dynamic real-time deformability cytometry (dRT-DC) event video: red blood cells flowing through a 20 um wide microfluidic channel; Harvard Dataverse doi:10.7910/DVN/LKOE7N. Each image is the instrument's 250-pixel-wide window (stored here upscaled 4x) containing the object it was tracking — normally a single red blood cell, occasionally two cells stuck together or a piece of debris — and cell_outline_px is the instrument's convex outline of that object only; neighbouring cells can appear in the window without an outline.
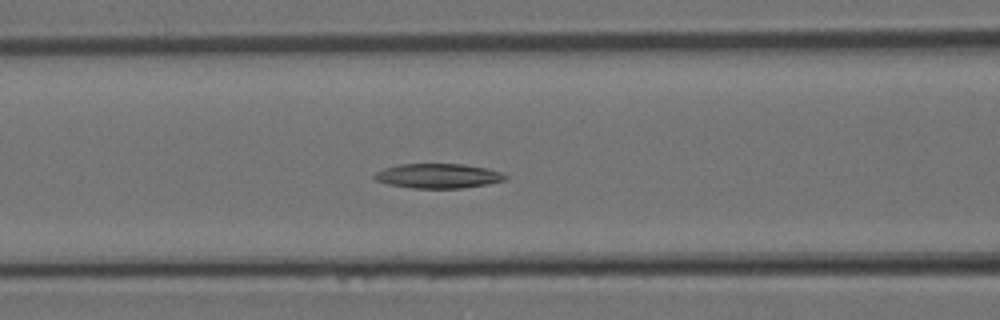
{"species": "Egyptian fruit bat (a non-hibernating species)", "species_latin": "Rousettus aegyptiacus", "temperature_condition": "room temperature", "stored_images_in_passage": 26, "camera_frame_rate_fps": 3000, "um_per_image_px": 0.085, "animal": {"sex": "female"}, "frame": {"image": 1, "passage_image": 7, "time_ms": 2.0, "image_size_px": [1000, 320], "cell_outline_px": [[508, 176], [504, 180], [488, 184], [460, 188], [412, 188], [388, 184], [376, 180], [372, 176], [376, 172], [384, 168], [400, 164], [460, 164], [488, 168], [500, 172]], "centroid_in_image_um": [37.22, 14.95], "position_along_channel_um": 129.4, "area_um2": 18.67}}
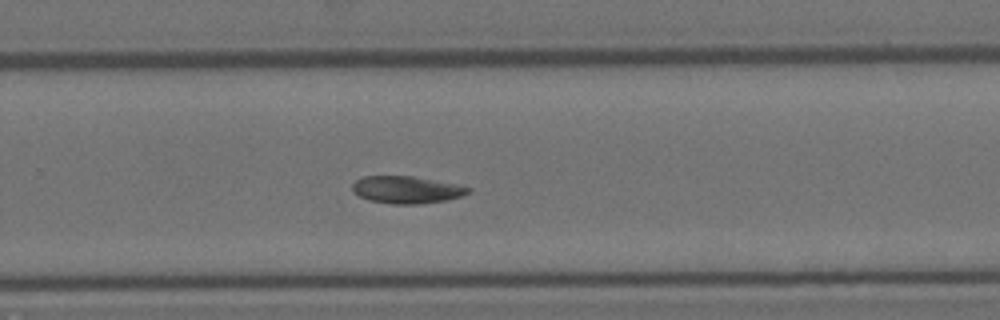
{"frame": {"image": 2, "passage_image": 15, "time_ms": 4.667, "image_size_px": [1000, 320], "cell_outline_px": [[472, 192], [448, 200], [420, 204], [392, 204], [368, 200], [352, 192], [352, 184], [356, 180], [364, 176], [412, 176], [456, 184], [472, 188]], "centroid_in_image_um": [34.56, 16.13], "position_along_channel_um": 295.2, "area_um2": 18.5}}
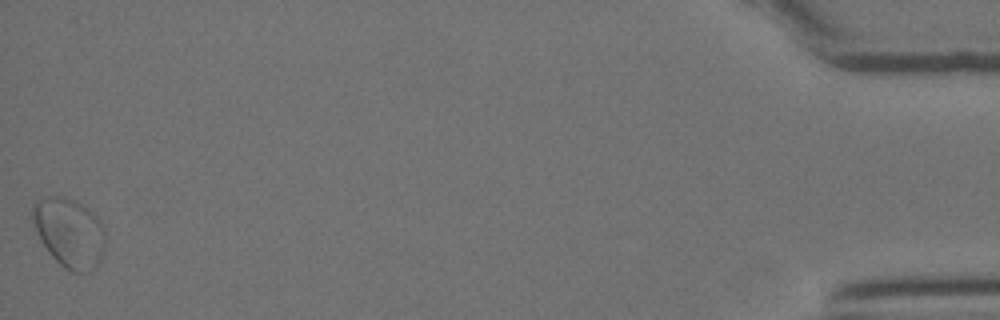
{"frame": {"image": 3, "passage_image": 26, "time_ms": 8.333, "image_size_px": [1000, 320], "cell_outline_px": [[104, 248], [100, 260], [88, 272], [72, 272], [64, 268], [48, 252], [40, 240], [36, 232], [32, 220], [32, 204], [36, 200], [44, 196], [60, 196], [72, 200], [88, 208], [100, 220], [104, 232]], "centroid_in_image_um": [5.85, 19.76], "position_along_channel_um": 429.3, "area_um2": 29.3}}